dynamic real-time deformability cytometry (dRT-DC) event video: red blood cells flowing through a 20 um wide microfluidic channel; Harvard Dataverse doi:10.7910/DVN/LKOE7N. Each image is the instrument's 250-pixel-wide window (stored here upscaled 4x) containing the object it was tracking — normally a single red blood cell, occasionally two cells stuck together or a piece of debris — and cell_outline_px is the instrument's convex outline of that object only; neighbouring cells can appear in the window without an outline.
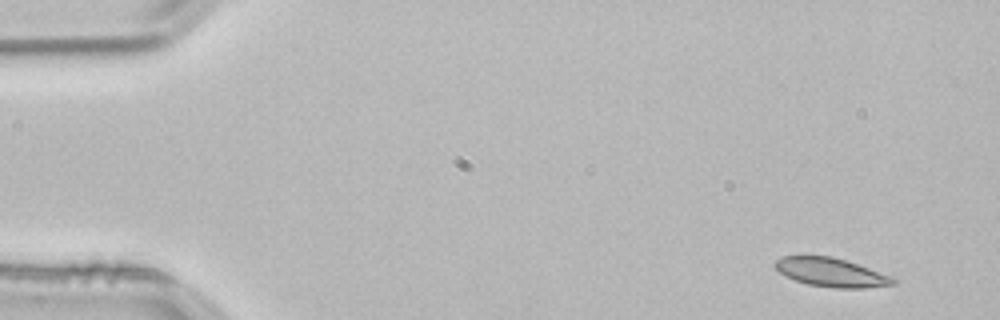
{"species": "common noctule bat (a hibernating species)", "species_latin": "Nyctalus noctula", "temperature_condition": "room temperature", "stored_images_in_passage": 51, "camera_frame_rate_fps": 3000, "um_per_image_px": 0.085, "animal": {"sex": "male", "body_mass_g": 21.5, "forearm_length_mm": 52.0}, "frame": {"image": 1, "passage_image": 1, "time_ms": 0.0, "image_size_px": [1000, 320], "cell_outline_px": [[896, 284], [864, 288], [832, 288], [808, 284], [796, 280], [780, 272], [772, 264], [780, 256], [832, 256], [892, 276], [896, 280]], "centroid_in_image_um": [70.64, 23.15], "position_along_channel_um": 14.4, "area_um2": 19.59}}
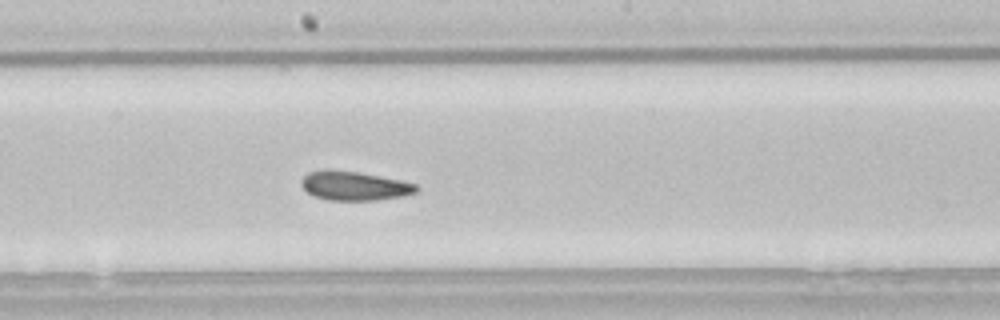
{"frame": {"image": 2, "passage_image": 26, "time_ms": 8.333, "image_size_px": [1000, 320], "cell_outline_px": [[420, 188], [416, 192], [400, 196], [376, 200], [328, 200], [316, 196], [308, 192], [300, 184], [300, 180], [308, 172], [356, 172], [380, 176], [400, 180], [416, 184]], "centroid_in_image_um": [30.16, 15.83], "position_along_channel_um": 218.0, "area_um2": 18.73}}
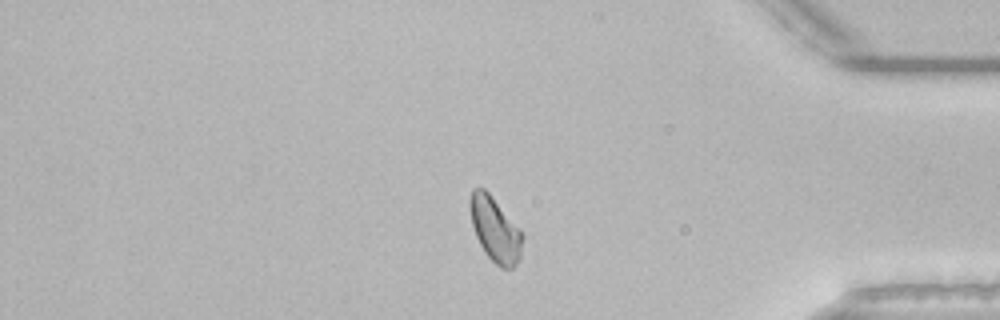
{"frame": {"image": 3, "passage_image": 42, "time_ms": 13.667, "image_size_px": [1000, 320], "cell_outline_px": [[524, 236], [520, 256], [516, 264], [512, 268], [500, 268], [484, 252], [476, 236], [472, 224], [468, 204], [472, 188], [484, 188], [492, 196], [524, 232]], "centroid_in_image_um": [42.09, 19.49], "position_along_channel_um": 393.1, "area_um2": 20.0}, "authors_computed_cell_mechanics": {"area_um2": 19.8832, "velocity_mm_per_s": 3.8086, "shape_relaxation_time_tau1_ms": 2.9705, "shape_relaxation_time_tau2_ms": 1.7774, "deformation_change_tau1": 0.0917, "deformation_change_tau2": 0.0748}}